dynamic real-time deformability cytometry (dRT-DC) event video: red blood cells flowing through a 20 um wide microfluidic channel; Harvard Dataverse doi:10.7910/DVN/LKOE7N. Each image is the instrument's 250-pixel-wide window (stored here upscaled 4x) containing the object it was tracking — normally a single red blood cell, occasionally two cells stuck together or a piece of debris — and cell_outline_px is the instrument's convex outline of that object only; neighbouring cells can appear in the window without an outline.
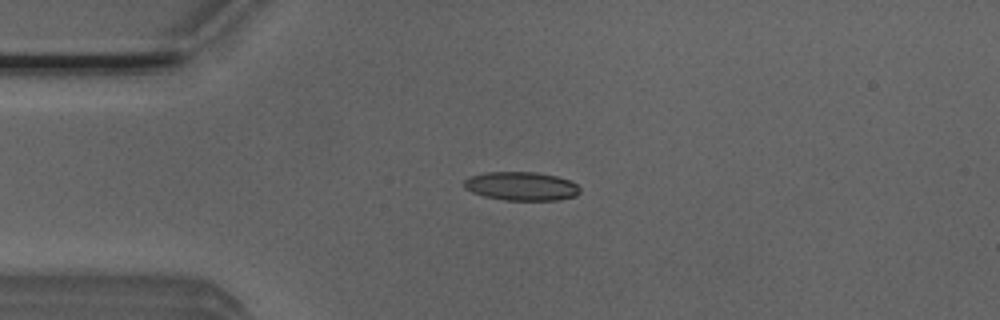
{"species": "Egyptian fruit bat (a non-hibernating species)", "species_latin": "Rousettus aegyptiacus", "temperature_condition": "room temperature", "stored_images_in_passage": 52, "camera_frame_rate_fps": 3000, "um_per_image_px": 0.085, "animal": {"sex": "male"}, "frame": {"image": 1, "passage_image": 12, "time_ms": 3.667, "image_size_px": [1000, 320], "cell_outline_px": [[580, 192], [576, 196], [556, 200], [504, 200], [484, 196], [472, 192], [464, 188], [464, 180], [468, 176], [484, 172], [536, 172], [556, 176], [568, 180], [576, 184], [580, 188]], "centroid_in_image_um": [44.28, 15.82], "position_along_channel_um": 40.7, "area_um2": 19.42}}
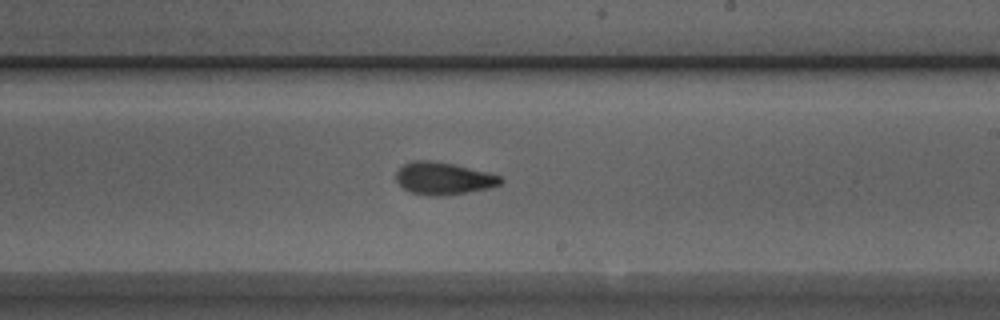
{"frame": {"image": 2, "passage_image": 30, "time_ms": 9.667, "image_size_px": [1000, 320], "cell_outline_px": [[504, 180], [500, 184], [492, 188], [468, 192], [440, 196], [428, 196], [408, 192], [396, 180], [396, 172], [404, 164], [412, 160], [428, 160], [452, 164], [488, 172], [500, 176]], "centroid_in_image_um": [37.69, 15.18], "position_along_channel_um": 251.3, "area_um2": 19.77}}
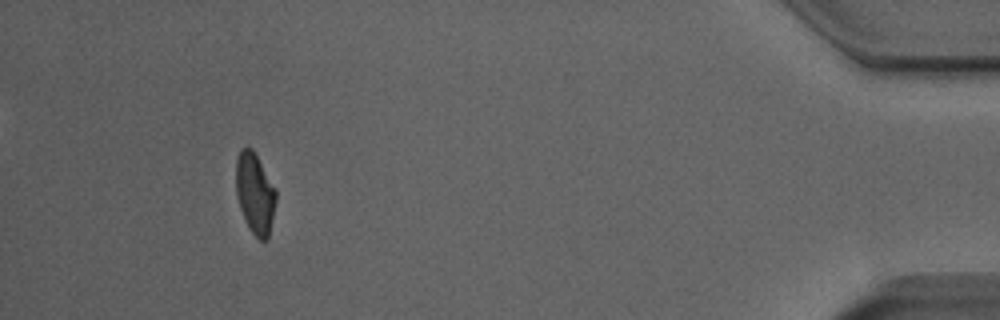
{"frame": {"image": 3, "passage_image": 48, "time_ms": 15.667, "image_size_px": [1000, 320], "cell_outline_px": [[276, 200], [268, 240], [260, 240], [248, 228], [244, 220], [236, 196], [236, 160], [240, 148], [252, 148], [276, 188]], "centroid_in_image_um": [21.67, 16.44], "position_along_channel_um": 413.5, "area_um2": 18.96}, "authors_computed_cell_mechanics": {"area_um2": 19.363, "velocity_mm_per_s": 3.8824, "shape_relaxation_time_tau1_ms": 5.5617, "shape_relaxation_time_tau2_ms": 1.387, "deformation_change_tau1": 0.189, "deformation_change_tau2": 0.0844}}